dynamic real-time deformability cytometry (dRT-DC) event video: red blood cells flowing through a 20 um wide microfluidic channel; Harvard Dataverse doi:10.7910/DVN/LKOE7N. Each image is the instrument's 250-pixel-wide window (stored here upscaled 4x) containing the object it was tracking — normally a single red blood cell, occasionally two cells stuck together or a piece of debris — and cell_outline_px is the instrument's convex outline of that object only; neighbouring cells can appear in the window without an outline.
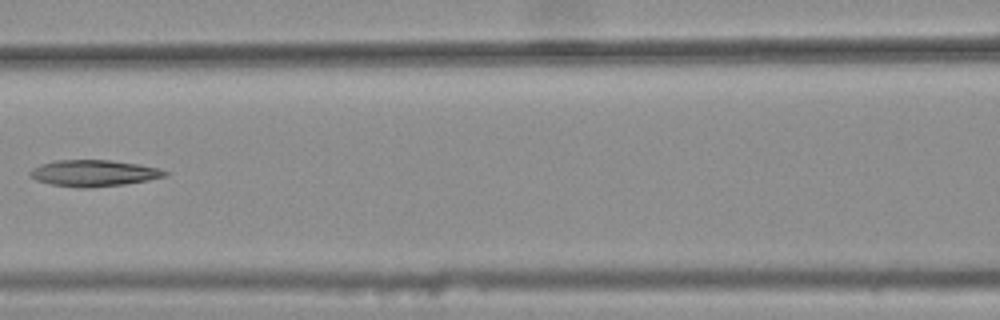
{"species": "common noctule bat (a hibernating species)", "species_latin": "Nyctalus noctula", "temperature_condition": "warm", "stored_images_in_passage": 6, "camera_frame_rate_fps": 3000, "um_per_image_px": 0.085, "animal": {"sex": "female", "body_mass_g": 25.1}, "frame": {"image": 1, "passage_image": 6, "time_ms": 1.667, "image_size_px": [1000, 320], "cell_outline_px": [[168, 176], [148, 180], [124, 184], [88, 188], [76, 188], [52, 184], [36, 180], [32, 176], [32, 168], [40, 164], [56, 160], [112, 160], [160, 168], [168, 172]], "centroid_in_image_um": [8.0, 14.72], "position_along_channel_um": 158.6, "area_um2": 20.63}}